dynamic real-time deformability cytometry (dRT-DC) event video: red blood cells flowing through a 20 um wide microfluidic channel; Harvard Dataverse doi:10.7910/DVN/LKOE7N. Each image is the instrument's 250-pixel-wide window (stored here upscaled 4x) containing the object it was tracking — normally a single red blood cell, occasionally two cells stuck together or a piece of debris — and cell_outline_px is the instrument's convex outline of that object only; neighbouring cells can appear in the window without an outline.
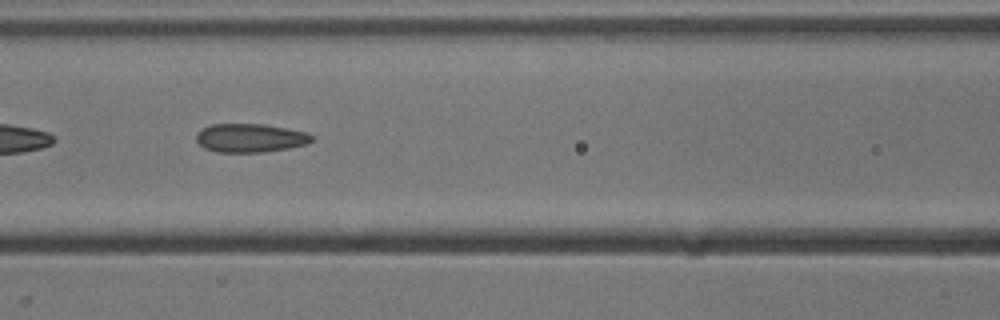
{"species": "common noctule bat (a hibernating species)", "species_latin": "Nyctalus noctula", "temperature_condition": "cold", "stored_images_in_passage": 32, "camera_frame_rate_fps": 3000, "um_per_image_px": 0.085, "animal": {"sex": "male", "body_mass_g": 13.3}, "frame": {"image": 1, "passage_image": 23, "time_ms": 7.333, "image_size_px": [1000, 320], "cell_outline_px": [[312, 140], [308, 144], [288, 148], [260, 152], [216, 152], [204, 148], [196, 140], [196, 132], [200, 128], [212, 124], [264, 124], [308, 132], [312, 136]], "centroid_in_image_um": [21.24, 11.72], "position_along_channel_um": 145.4, "area_um2": 19.36}}